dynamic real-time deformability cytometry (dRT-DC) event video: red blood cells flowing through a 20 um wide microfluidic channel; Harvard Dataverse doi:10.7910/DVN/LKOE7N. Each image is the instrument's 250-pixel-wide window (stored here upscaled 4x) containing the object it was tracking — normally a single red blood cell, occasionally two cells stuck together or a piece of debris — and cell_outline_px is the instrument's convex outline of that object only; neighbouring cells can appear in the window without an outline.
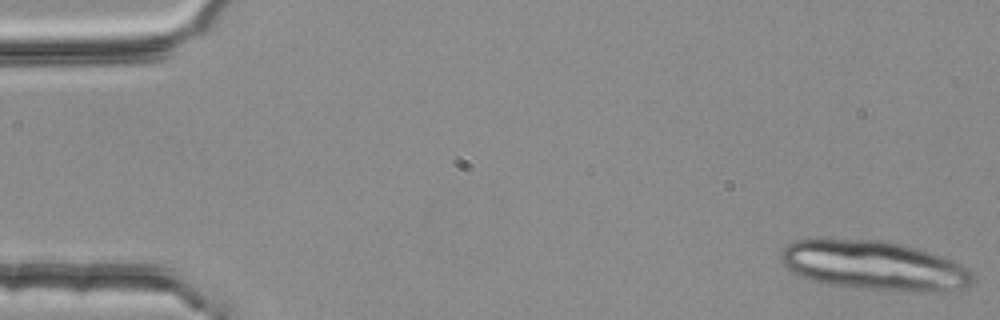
{"species": "common noctule bat (a hibernating species)", "species_latin": "Nyctalus noctula", "temperature_condition": "room temperature", "stored_images_in_passage": 3, "camera_frame_rate_fps": 3000, "um_per_image_px": 0.085, "animal": {"sex": "female", "body_mass_g": 25.1}, "frame": {"image": 1, "passage_image": 1, "time_ms": 0.0, "image_size_px": [1000, 320], "cell_outline_px": [[972, 284], [964, 288], [928, 292], [900, 292], [848, 288], [828, 284], [812, 280], [800, 276], [792, 272], [784, 264], [780, 256], [780, 252], [788, 244], [796, 240], [884, 240], [904, 244], [952, 260], [968, 268], [972, 272]], "centroid_in_image_um": [74.32, 22.6], "position_along_channel_um": 10.7, "area_um2": 55.26}}